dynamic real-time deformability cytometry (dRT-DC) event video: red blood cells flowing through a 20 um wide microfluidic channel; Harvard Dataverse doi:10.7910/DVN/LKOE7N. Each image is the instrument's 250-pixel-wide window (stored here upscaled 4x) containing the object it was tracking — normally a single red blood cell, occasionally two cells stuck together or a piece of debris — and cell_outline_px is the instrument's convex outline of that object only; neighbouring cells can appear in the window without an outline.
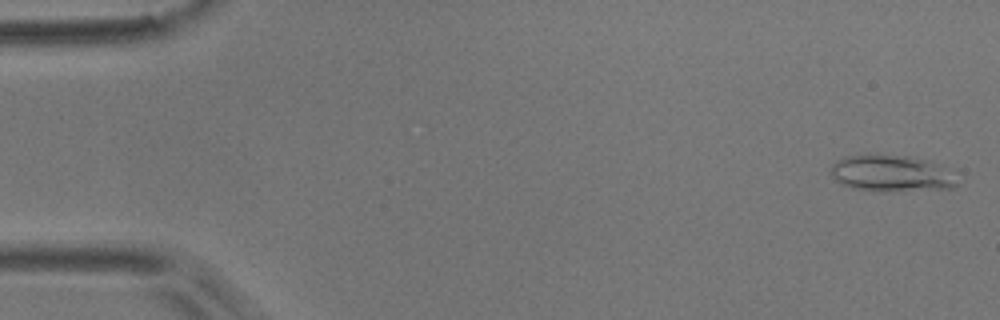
{"species": "common noctule bat (a hibernating species)", "species_latin": "Nyctalus noctula", "temperature_condition": "room temperature", "stored_images_in_passage": 6, "camera_frame_rate_fps": 3000, "um_per_image_px": 0.085, "animal": {"sex": "male", "body_mass_g": 17.9}, "frame": {"image": 1, "passage_image": 1, "time_ms": 0.0, "image_size_px": [1000, 320], "cell_outline_px": [[956, 184], [952, 188], [880, 192], [852, 188], [840, 184], [832, 176], [832, 164], [836, 160], [844, 156], [908, 156], [928, 160]], "centroid_in_image_um": [75.58, 14.77], "position_along_channel_um": 9.4, "area_um2": 25.61}}